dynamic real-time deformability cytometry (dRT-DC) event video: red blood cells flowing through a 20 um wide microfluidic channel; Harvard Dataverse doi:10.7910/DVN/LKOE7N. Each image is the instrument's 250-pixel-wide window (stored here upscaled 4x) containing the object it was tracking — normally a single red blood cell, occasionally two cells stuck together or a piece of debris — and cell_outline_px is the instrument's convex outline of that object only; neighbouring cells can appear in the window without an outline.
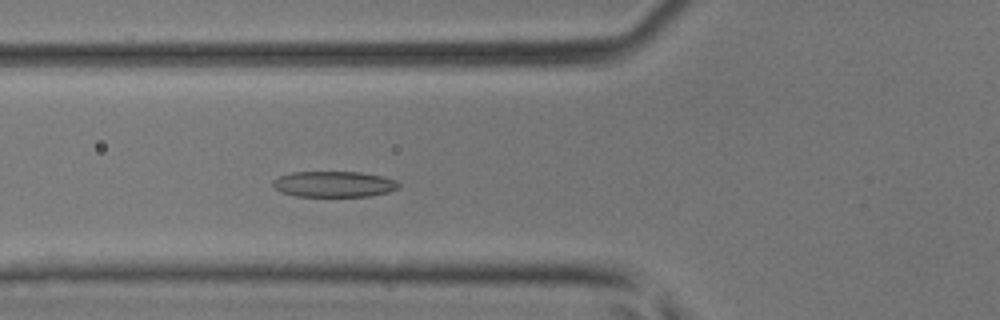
{"species": "common noctule bat (a hibernating species)", "species_latin": "Nyctalus noctula", "temperature_condition": "room temperature", "stored_images_in_passage": 40, "camera_frame_rate_fps": 3000, "um_per_image_px": 0.085, "animal": {"sex": "male", "body_mass_g": 17.9, "forearm_length_mm": 54.2}, "frame": {"image": 1, "passage_image": 11, "time_ms": 3.333, "image_size_px": [1000, 320], "cell_outline_px": [[400, 188], [388, 192], [368, 196], [296, 196], [280, 192], [272, 184], [272, 180], [280, 176], [292, 172], [360, 172], [380, 176], [396, 180], [400, 184]], "centroid_in_image_um": [28.38, 15.65], "position_along_channel_um": 97.4, "area_um2": 18.9}}
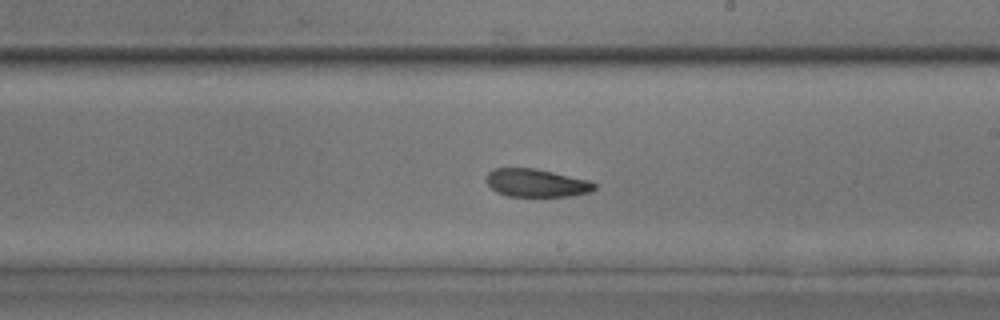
{"frame": {"image": 2, "passage_image": 21, "time_ms": 6.667, "image_size_px": [1000, 320], "cell_outline_px": [[596, 188], [588, 192], [572, 196], [508, 196], [496, 192], [484, 180], [488, 172], [492, 168], [536, 168], [588, 180], [596, 184]], "centroid_in_image_um": [45.55, 15.54], "position_along_channel_um": 243.4, "area_um2": 17.69}}
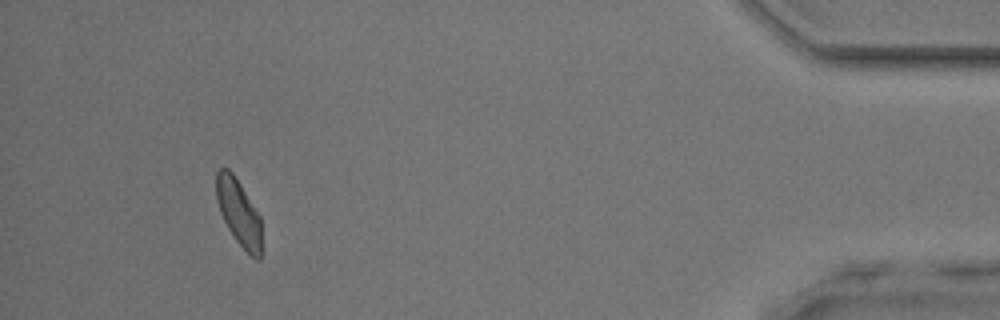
{"frame": {"image": 3, "passage_image": 37, "time_ms": 12.0, "image_size_px": [1000, 320], "cell_outline_px": [[264, 252], [260, 260], [256, 260], [236, 240], [228, 228], [220, 212], [216, 200], [216, 172], [220, 168], [228, 168], [232, 172], [240, 184], [260, 216]], "centroid_in_image_um": [20.33, 18.11], "position_along_channel_um": 414.9, "area_um2": 17.74}}